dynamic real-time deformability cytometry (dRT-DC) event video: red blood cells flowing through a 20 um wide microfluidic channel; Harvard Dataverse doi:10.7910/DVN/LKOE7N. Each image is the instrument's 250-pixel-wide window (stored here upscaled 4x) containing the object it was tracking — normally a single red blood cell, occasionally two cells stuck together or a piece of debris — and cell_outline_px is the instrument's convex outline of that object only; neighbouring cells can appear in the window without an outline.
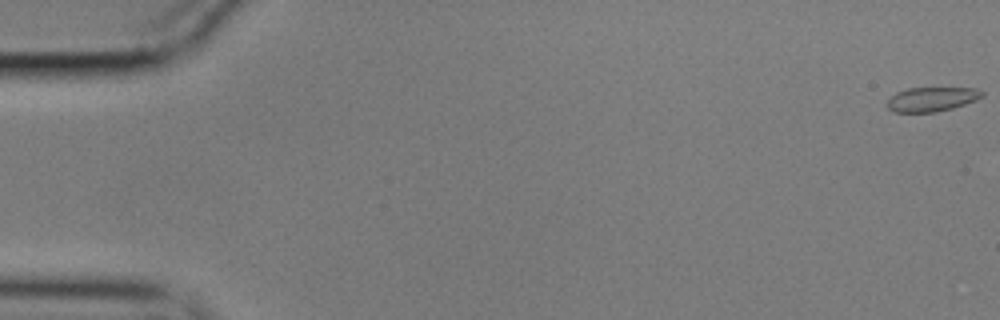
{"species": "common noctule bat (a hibernating species)", "species_latin": "Nyctalus noctula", "temperature_condition": "cold", "stored_images_in_passage": 58, "camera_frame_rate_fps": 3000, "um_per_image_px": 0.085, "animal": {"sex": "male", "body_mass_g": 17.9}, "frame": {"image": 1, "passage_image": 1, "time_ms": 0.0, "image_size_px": [1000, 320], "cell_outline_px": [[984, 96], [976, 100], [952, 108], [936, 112], [896, 112], [888, 108], [884, 104], [896, 92], [908, 88], [976, 88], [984, 92]], "centroid_in_image_um": [79.19, 8.43], "position_along_channel_um": 5.8, "area_um2": 13.47}}
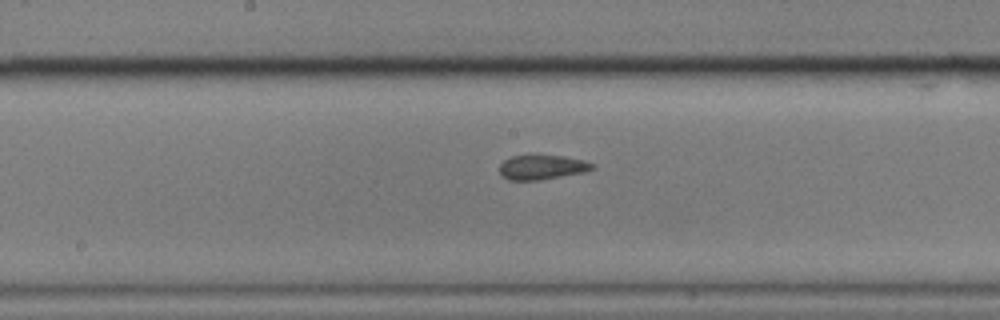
{"frame": {"image": 2, "passage_image": 30, "time_ms": 9.667, "image_size_px": [1000, 320], "cell_outline_px": [[596, 168], [584, 172], [540, 180], [508, 180], [500, 176], [500, 164], [504, 160], [512, 156], [564, 156], [584, 160], [596, 164]], "centroid_in_image_um": [46.09, 14.22], "position_along_channel_um": 202.1, "area_um2": 13.29}}
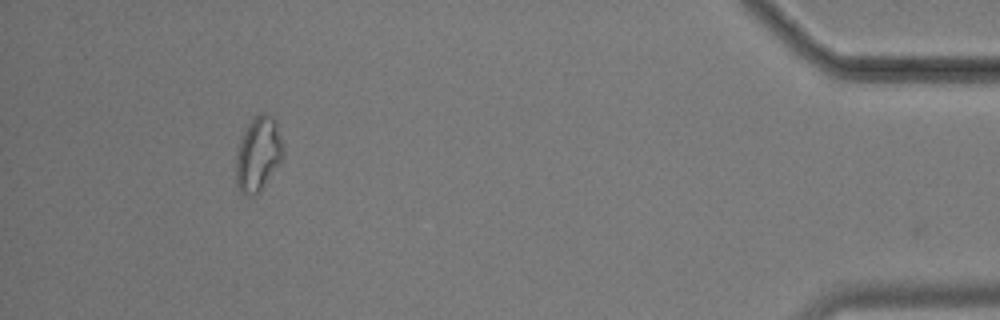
{"frame": {"image": 3, "passage_image": 53, "time_ms": 17.333, "image_size_px": [1000, 320], "cell_outline_px": [[284, 156], [260, 192], [256, 196], [248, 196], [240, 192], [236, 184], [236, 156], [240, 140], [248, 124], [260, 112], [268, 112], [276, 120], [284, 148]], "centroid_in_image_um": [21.96, 13.1], "position_along_channel_um": 413.2, "area_um2": 20.69}, "authors_computed_cell_mechanics": {"area_um2": 14.161, "velocity_mm_per_s": 3.5552, "shape_relaxation_time_tau1_ms": null, "shape_relaxation_time_tau2_ms": 2.8143, "deformation_change_tau1": null, "deformation_change_tau2": 0.0523}}